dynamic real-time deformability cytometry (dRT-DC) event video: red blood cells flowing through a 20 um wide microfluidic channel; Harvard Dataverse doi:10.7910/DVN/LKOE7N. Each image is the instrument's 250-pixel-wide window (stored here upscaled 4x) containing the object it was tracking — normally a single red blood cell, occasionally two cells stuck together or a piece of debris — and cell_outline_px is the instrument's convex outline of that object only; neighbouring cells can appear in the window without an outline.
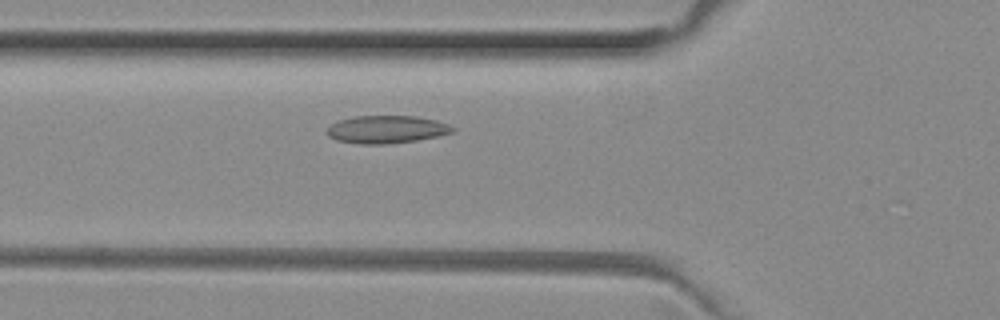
{"species": "common noctule bat (a hibernating species)", "species_latin": "Nyctalus noctula", "temperature_condition": "room temperature", "stored_images_in_passage": 49, "camera_frame_rate_fps": 3000, "um_per_image_px": 0.085, "animal": {"sex": "female", "body_mass_g": 29.2, "forearm_length_mm": 56.3}, "frame": {"image": 1, "passage_image": 15, "time_ms": 4.667, "image_size_px": [1000, 320], "cell_outline_px": [[456, 132], [440, 136], [416, 140], [384, 144], [360, 144], [336, 140], [328, 136], [324, 132], [332, 124], [340, 120], [356, 116], [416, 116], [436, 120], [448, 124], [456, 128]], "centroid_in_image_um": [32.89, 11.0], "position_along_channel_um": 92.9, "area_um2": 20.4}}
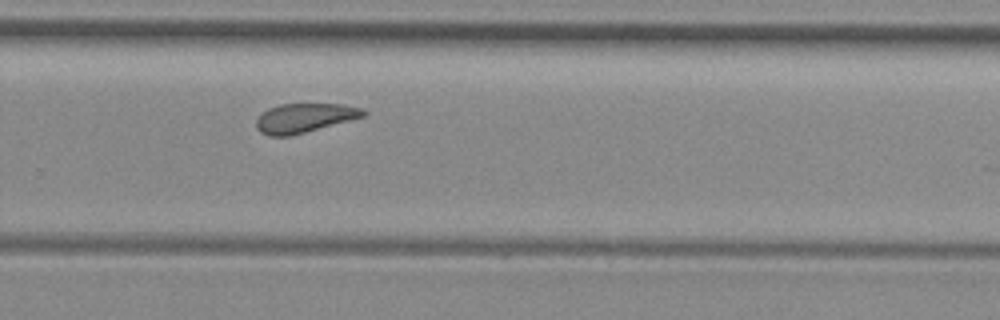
{"frame": {"image": 2, "passage_image": 31, "time_ms": 10.0, "image_size_px": [1000, 320], "cell_outline_px": [[368, 116], [288, 136], [268, 136], [260, 132], [256, 128], [256, 120], [268, 108], [280, 104], [344, 104], [364, 108], [368, 112]], "centroid_in_image_um": [25.94, 10.02], "position_along_channel_um": 303.9, "area_um2": 18.32}}
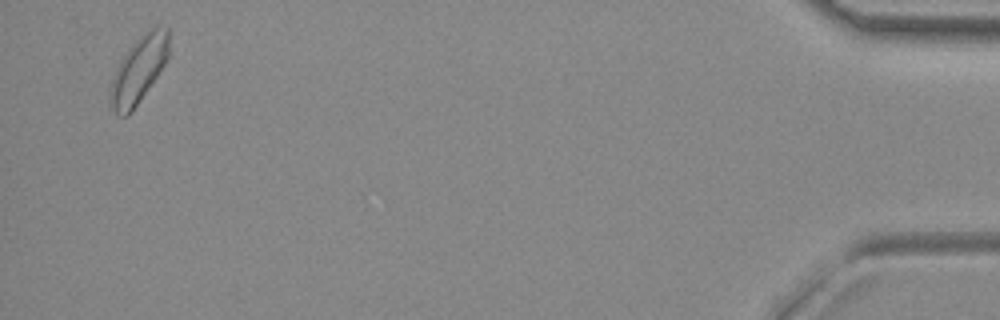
{"frame": {"image": 3, "passage_image": 47, "time_ms": 15.333, "image_size_px": [1000, 320], "cell_outline_px": [[168, 60], [132, 112], [128, 116], [120, 116], [112, 108], [108, 100], [108, 88], [116, 68], [120, 60], [128, 48], [148, 28], [168, 28]], "centroid_in_image_um": [11.75, 5.97], "position_along_channel_um": 423.5, "area_um2": 22.83}, "authors_computed_cell_mechanics": {"area_um2": 19.1896, "velocity_mm_per_s": 3.9634, "shape_relaxation_time_tau1_ms": 8.7083, "shape_relaxation_time_tau2_ms": 3.1534, "deformation_change_tau1": 0.1496, "deformation_change_tau2": 0.0918}}